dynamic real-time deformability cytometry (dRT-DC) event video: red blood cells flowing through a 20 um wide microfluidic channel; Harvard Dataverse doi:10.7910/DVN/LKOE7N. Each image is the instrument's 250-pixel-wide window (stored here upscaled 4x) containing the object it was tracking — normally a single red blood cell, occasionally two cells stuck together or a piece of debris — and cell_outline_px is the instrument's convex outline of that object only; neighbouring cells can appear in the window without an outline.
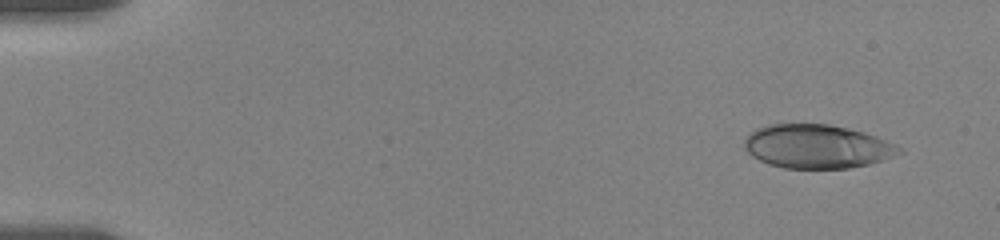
{"species": "human", "species_latin": "Homo sapiens", "temperature_condition": "room temperature", "stored_images_in_passage": 29, "camera_frame_rate_fps": 3000, "um_per_image_px": 0.085, "donor": {"sex": "female"}, "frame": {"image": 1, "passage_image": 1, "time_ms": 0.0, "image_size_px": [1000, 240], "cell_outline_px": [[904, 152], [868, 164], [848, 168], [784, 168], [768, 164], [752, 156], [744, 148], [744, 140], [748, 132], [756, 128], [768, 124], [828, 124], [848, 128], [864, 132], [896, 144]], "centroid_in_image_um": [69.4, 12.44], "position_along_channel_um": 15.6, "area_um2": 39.42}}
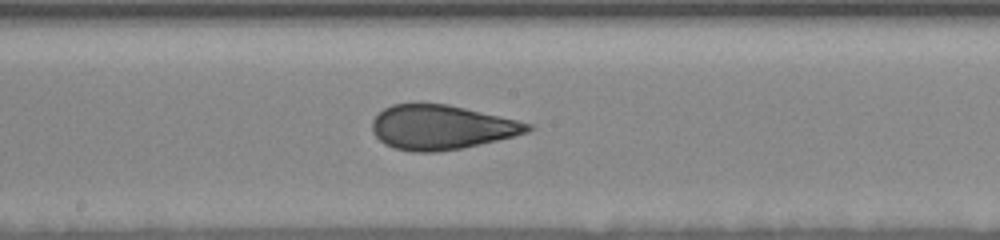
{"frame": {"image": 2, "passage_image": 14, "time_ms": 9.0, "image_size_px": [1000, 240], "cell_outline_px": [[536, 128], [528, 132], [480, 144], [460, 148], [436, 152], [412, 152], [396, 148], [384, 144], [372, 132], [372, 120], [384, 108], [392, 104], [448, 104], [500, 116], [532, 124]], "centroid_in_image_um": [37.51, 10.82], "position_along_channel_um": 210.7, "area_um2": 40.0}}
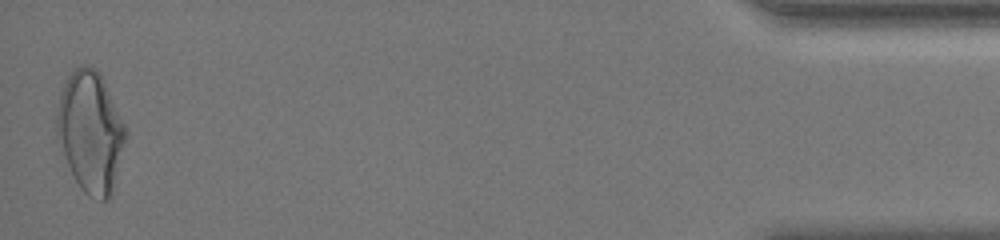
{"frame": {"image": 3, "passage_image": 29, "time_ms": 17.333, "image_size_px": [1000, 240], "cell_outline_px": [[124, 140], [112, 196], [108, 200], [100, 200], [88, 196], [80, 188], [68, 164], [56, 136], [56, 112], [60, 96], [64, 84], [68, 76], [80, 64], [88, 64], [96, 68], [100, 72], [104, 80], [124, 124]], "centroid_in_image_um": [7.67, 11.18], "position_along_channel_um": 427.5, "area_um2": 47.92}, "authors_computed_cell_mechanics": {"area_um2": 40.5178, "velocity_mm_per_s": 3.5495, "shape_relaxation_time_tau1_ms": null, "shape_relaxation_time_tau2_ms": 1.0017, "deformation_change_tau1": null, "deformation_change_tau2": 0.0731}}